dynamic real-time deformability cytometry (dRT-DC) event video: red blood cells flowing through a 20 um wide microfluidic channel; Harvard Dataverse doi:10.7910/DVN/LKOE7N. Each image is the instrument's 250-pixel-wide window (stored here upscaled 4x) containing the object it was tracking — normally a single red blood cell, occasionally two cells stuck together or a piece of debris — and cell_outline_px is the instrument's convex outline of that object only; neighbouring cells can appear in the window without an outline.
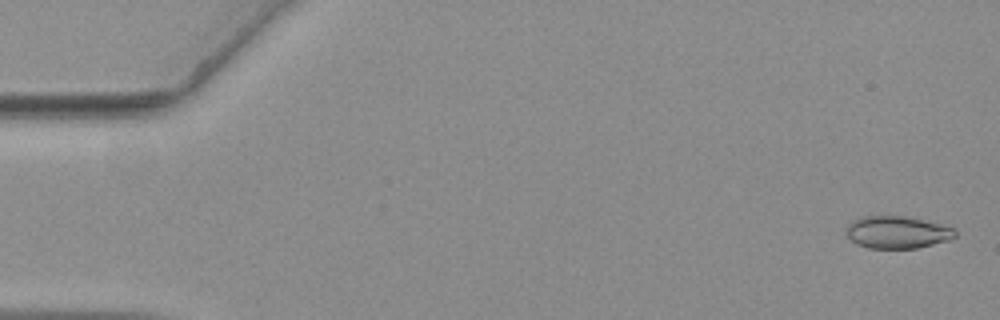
{"species": "common noctule bat (a hibernating species)", "species_latin": "Nyctalus noctula", "temperature_condition": "warm", "stored_images_in_passage": 39, "camera_frame_rate_fps": 3000, "um_per_image_px": 0.085, "animal": {"sex": "female", "body_mass_g": 19.3, "forearm_length_mm": 54.1}, "frame": {"image": 1, "passage_image": 1, "time_ms": 0.0, "image_size_px": [1000, 320], "cell_outline_px": [[956, 236], [948, 240], [916, 248], [868, 248], [856, 244], [848, 236], [848, 224], [852, 220], [860, 216], [904, 216], [940, 224], [952, 228], [956, 232]], "centroid_in_image_um": [76.24, 19.74], "position_along_channel_um": 8.8, "area_um2": 20.23}}
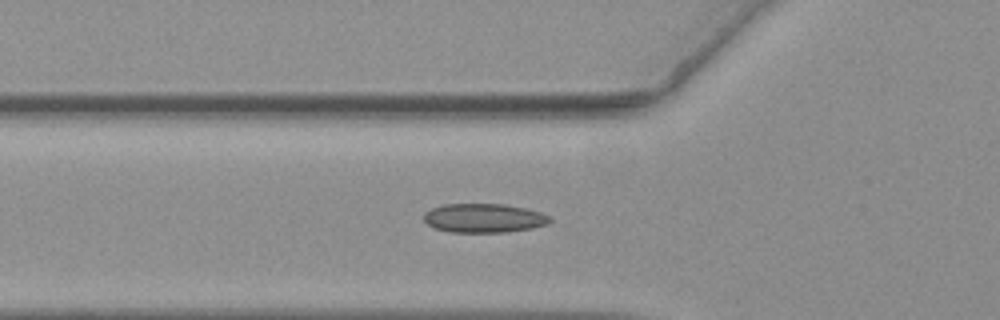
{"frame": {"image": 2, "passage_image": 19, "time_ms": 6.0, "image_size_px": [1000, 320], "cell_outline_px": [[552, 220], [544, 224], [532, 228], [504, 232], [448, 232], [436, 228], [428, 224], [424, 220], [424, 212], [432, 208], [444, 204], [504, 204], [524, 208], [540, 212], [552, 216]], "centroid_in_image_um": [41.12, 18.53], "position_along_channel_um": 84.7, "area_um2": 21.21}}
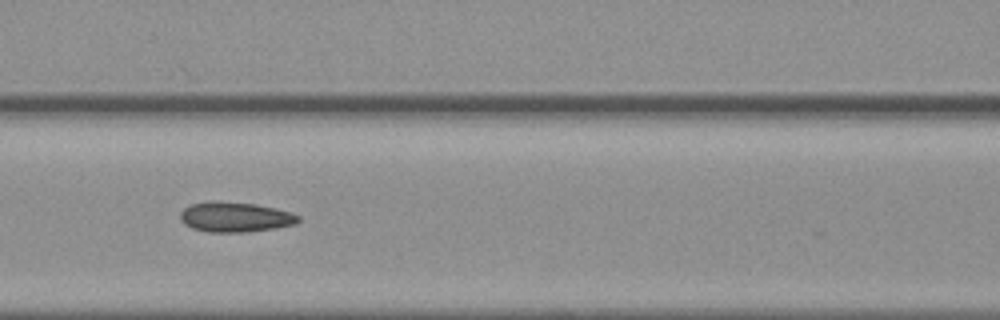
{"frame": {"image": 3, "passage_image": 24, "time_ms": 7.667, "image_size_px": [1000, 320], "cell_outline_px": [[300, 220], [296, 224], [276, 228], [244, 232], [208, 232], [192, 228], [184, 224], [180, 220], [180, 212], [184, 208], [192, 204], [208, 200], [216, 200], [256, 204], [276, 208], [292, 212], [300, 216]], "centroid_in_image_um": [19.99, 18.43], "position_along_channel_um": 146.6, "area_um2": 20.98}}